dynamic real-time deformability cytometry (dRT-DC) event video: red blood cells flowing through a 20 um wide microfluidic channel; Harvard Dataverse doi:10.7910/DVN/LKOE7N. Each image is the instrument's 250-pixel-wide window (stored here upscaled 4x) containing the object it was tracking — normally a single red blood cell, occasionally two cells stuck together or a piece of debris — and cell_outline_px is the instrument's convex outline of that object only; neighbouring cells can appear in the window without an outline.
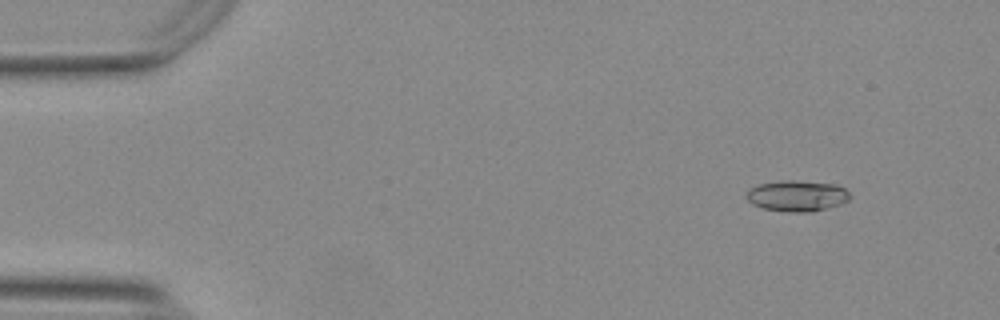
{"species": "Egyptian fruit bat (a non-hibernating species)", "species_latin": "Rousettus aegyptiacus", "temperature_condition": "warm", "stored_images_in_passage": 55, "camera_frame_rate_fps": 3000, "um_per_image_px": 0.085, "animal": {"sex": "female"}, "frame": {"image": 1, "passage_image": 6, "time_ms": 1.667, "image_size_px": [1000, 320], "cell_outline_px": [[852, 196], [848, 200], [840, 204], [828, 208], [812, 212], [788, 212], [764, 208], [752, 204], [748, 200], [748, 192], [752, 188], [760, 184], [784, 180], [792, 180], [836, 184], [844, 188]], "centroid_in_image_um": [67.8, 16.65], "position_along_channel_um": 17.2, "area_um2": 18.5}}
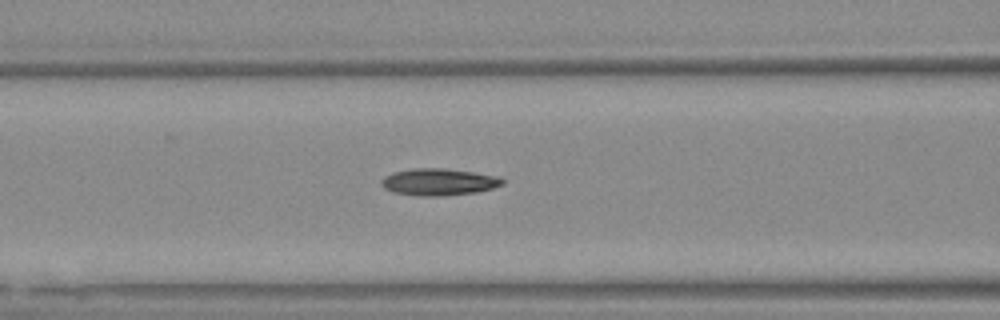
{"frame": {"image": 2, "passage_image": 23, "time_ms": 7.333, "image_size_px": [1000, 320], "cell_outline_px": [[504, 184], [492, 188], [476, 192], [444, 196], [420, 196], [392, 192], [384, 188], [380, 184], [380, 180], [384, 176], [392, 172], [412, 168], [444, 168], [500, 176], [504, 180]], "centroid_in_image_um": [37.26, 15.46], "position_along_channel_um": 129.3, "area_um2": 19.19}}
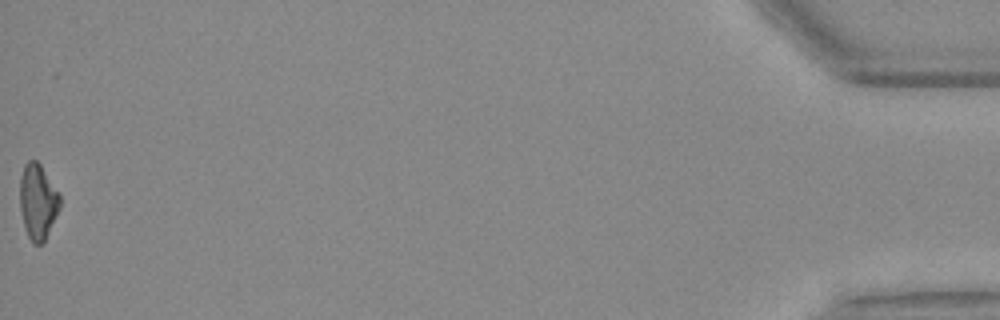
{"frame": {"image": 3, "passage_image": 55, "time_ms": 18.0, "image_size_px": [1000, 320], "cell_outline_px": [[60, 208], [44, 244], [32, 244], [24, 228], [20, 208], [20, 180], [24, 164], [28, 160], [36, 160], [40, 164], [60, 196]], "centroid_in_image_um": [3.21, 17.18], "position_along_channel_um": 432.0, "area_um2": 17.63}, "authors_computed_cell_mechanics": {"area_um2": 17.9758, "velocity_mm_per_s": 3.7883, "shape_relaxation_time_tau1_ms": null, "shape_relaxation_time_tau2_ms": 5.8296, "deformation_change_tau1": null, "deformation_change_tau2": 0.1517}}